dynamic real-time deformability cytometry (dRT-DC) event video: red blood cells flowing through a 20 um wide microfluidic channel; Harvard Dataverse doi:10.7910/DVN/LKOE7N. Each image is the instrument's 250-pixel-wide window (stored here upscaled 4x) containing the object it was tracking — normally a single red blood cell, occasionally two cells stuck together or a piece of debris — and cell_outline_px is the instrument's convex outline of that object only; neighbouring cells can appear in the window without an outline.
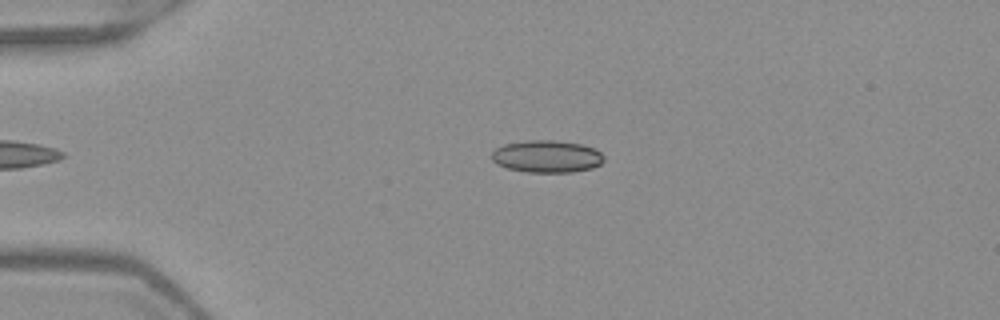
{"species": "Egyptian fruit bat (a non-hibernating species)", "species_latin": "Rousettus aegyptiacus", "temperature_condition": "warm", "stored_images_in_passage": 38, "camera_frame_rate_fps": 3000, "um_per_image_px": 0.085, "frame": {"image": 1, "passage_image": 4, "time_ms": 1.0, "image_size_px": [1000, 320], "cell_outline_px": [[604, 160], [600, 164], [592, 168], [572, 172], [528, 172], [508, 168], [496, 164], [492, 160], [492, 152], [496, 148], [504, 144], [524, 140], [556, 140], [580, 144], [592, 148], [600, 152], [604, 156]], "centroid_in_image_um": [46.46, 13.29], "position_along_channel_um": 38.5, "area_um2": 21.1}}
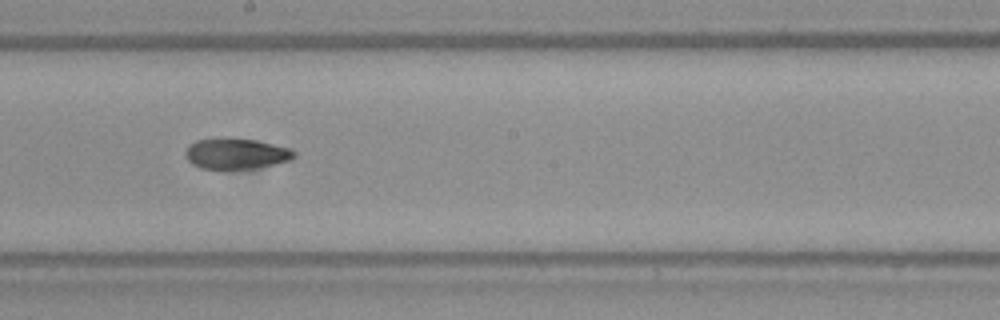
{"frame": {"image": 2, "passage_image": 21, "time_ms": 6.667, "image_size_px": [1000, 320], "cell_outline_px": [[296, 156], [292, 160], [256, 168], [224, 172], [200, 168], [192, 164], [184, 156], [184, 152], [196, 140], [216, 136], [220, 136], [256, 140], [292, 148], [296, 152]], "centroid_in_image_um": [20.05, 13.08], "position_along_channel_um": 228.1, "area_um2": 20.63}}
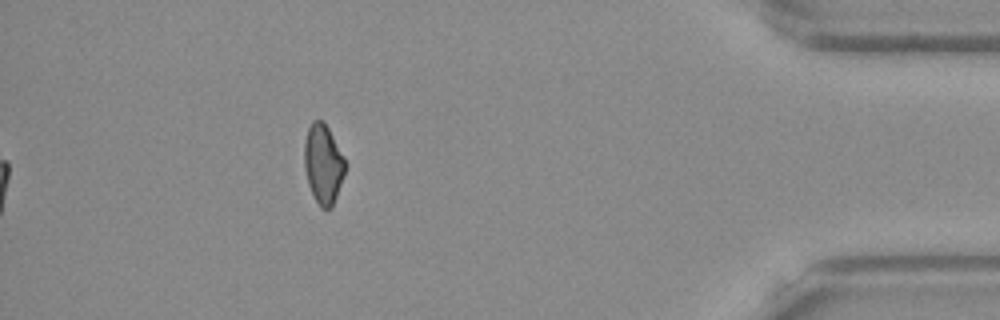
{"frame": {"image": 3, "passage_image": 38, "time_ms": 12.333, "image_size_px": [1000, 320], "cell_outline_px": [[344, 172], [332, 208], [320, 208], [308, 184], [304, 168], [304, 140], [308, 128], [312, 120], [320, 120], [328, 128], [344, 156]], "centroid_in_image_um": [27.44, 13.92], "position_along_channel_um": 407.8, "area_um2": 18.61}, "authors_computed_cell_mechanics": {"area_um2": 20.1433, "velocity_mm_per_s": 4.0057, "shape_relaxation_time_tau1_ms": null, "shape_relaxation_time_tau2_ms": 4.3778, "deformation_change_tau1": null, "deformation_change_tau2": 0.0984}}